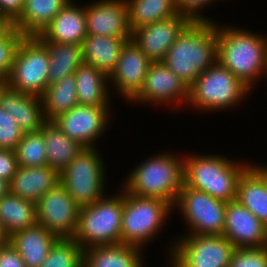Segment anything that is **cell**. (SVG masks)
I'll use <instances>...</instances> for the list:
<instances>
[{
  "instance_id": "cell-1",
  "label": "cell",
  "mask_w": 267,
  "mask_h": 267,
  "mask_svg": "<svg viewBox=\"0 0 267 267\" xmlns=\"http://www.w3.org/2000/svg\"><path fill=\"white\" fill-rule=\"evenodd\" d=\"M220 23L217 62L254 91L257 82L262 79L267 82V33L254 32L232 23Z\"/></svg>"
},
{
  "instance_id": "cell-2",
  "label": "cell",
  "mask_w": 267,
  "mask_h": 267,
  "mask_svg": "<svg viewBox=\"0 0 267 267\" xmlns=\"http://www.w3.org/2000/svg\"><path fill=\"white\" fill-rule=\"evenodd\" d=\"M140 161L120 186L132 195L165 200L174 206L184 185V153L166 149Z\"/></svg>"
},
{
  "instance_id": "cell-3",
  "label": "cell",
  "mask_w": 267,
  "mask_h": 267,
  "mask_svg": "<svg viewBox=\"0 0 267 267\" xmlns=\"http://www.w3.org/2000/svg\"><path fill=\"white\" fill-rule=\"evenodd\" d=\"M218 21H192L169 48L163 63L188 87L217 62Z\"/></svg>"
},
{
  "instance_id": "cell-4",
  "label": "cell",
  "mask_w": 267,
  "mask_h": 267,
  "mask_svg": "<svg viewBox=\"0 0 267 267\" xmlns=\"http://www.w3.org/2000/svg\"><path fill=\"white\" fill-rule=\"evenodd\" d=\"M194 152L184 153V185L226 203L236 200L238 180L250 161Z\"/></svg>"
},
{
  "instance_id": "cell-5",
  "label": "cell",
  "mask_w": 267,
  "mask_h": 267,
  "mask_svg": "<svg viewBox=\"0 0 267 267\" xmlns=\"http://www.w3.org/2000/svg\"><path fill=\"white\" fill-rule=\"evenodd\" d=\"M251 94L252 90L248 86L230 70L216 62L202 72L189 87L186 108L202 114L232 111L249 99Z\"/></svg>"
},
{
  "instance_id": "cell-6",
  "label": "cell",
  "mask_w": 267,
  "mask_h": 267,
  "mask_svg": "<svg viewBox=\"0 0 267 267\" xmlns=\"http://www.w3.org/2000/svg\"><path fill=\"white\" fill-rule=\"evenodd\" d=\"M172 215L173 206L165 200L139 197L124 190L121 243L139 247L146 252L159 234H163Z\"/></svg>"
},
{
  "instance_id": "cell-7",
  "label": "cell",
  "mask_w": 267,
  "mask_h": 267,
  "mask_svg": "<svg viewBox=\"0 0 267 267\" xmlns=\"http://www.w3.org/2000/svg\"><path fill=\"white\" fill-rule=\"evenodd\" d=\"M118 189L79 209L78 228L73 239L84 250L121 243L124 189L119 185Z\"/></svg>"
},
{
  "instance_id": "cell-8",
  "label": "cell",
  "mask_w": 267,
  "mask_h": 267,
  "mask_svg": "<svg viewBox=\"0 0 267 267\" xmlns=\"http://www.w3.org/2000/svg\"><path fill=\"white\" fill-rule=\"evenodd\" d=\"M103 154L99 147H84L59 173L60 183L80 208L93 204L110 190Z\"/></svg>"
},
{
  "instance_id": "cell-9",
  "label": "cell",
  "mask_w": 267,
  "mask_h": 267,
  "mask_svg": "<svg viewBox=\"0 0 267 267\" xmlns=\"http://www.w3.org/2000/svg\"><path fill=\"white\" fill-rule=\"evenodd\" d=\"M172 240L165 249V260L172 267H228L236 249L223 235H181L180 232Z\"/></svg>"
},
{
  "instance_id": "cell-10",
  "label": "cell",
  "mask_w": 267,
  "mask_h": 267,
  "mask_svg": "<svg viewBox=\"0 0 267 267\" xmlns=\"http://www.w3.org/2000/svg\"><path fill=\"white\" fill-rule=\"evenodd\" d=\"M49 57L36 36H24L16 50L6 86L14 91L42 96L49 85Z\"/></svg>"
},
{
  "instance_id": "cell-11",
  "label": "cell",
  "mask_w": 267,
  "mask_h": 267,
  "mask_svg": "<svg viewBox=\"0 0 267 267\" xmlns=\"http://www.w3.org/2000/svg\"><path fill=\"white\" fill-rule=\"evenodd\" d=\"M227 203L204 191L183 185L173 206L182 217L186 230L182 234L222 235Z\"/></svg>"
},
{
  "instance_id": "cell-12",
  "label": "cell",
  "mask_w": 267,
  "mask_h": 267,
  "mask_svg": "<svg viewBox=\"0 0 267 267\" xmlns=\"http://www.w3.org/2000/svg\"><path fill=\"white\" fill-rule=\"evenodd\" d=\"M189 100L188 85L176 76L163 62L149 65L145 82L139 93L129 102L137 106L170 108L182 111ZM169 106V107H168Z\"/></svg>"
},
{
  "instance_id": "cell-13",
  "label": "cell",
  "mask_w": 267,
  "mask_h": 267,
  "mask_svg": "<svg viewBox=\"0 0 267 267\" xmlns=\"http://www.w3.org/2000/svg\"><path fill=\"white\" fill-rule=\"evenodd\" d=\"M112 115V106L76 105L53 121L69 138L83 147H99L98 141L106 135Z\"/></svg>"
},
{
  "instance_id": "cell-14",
  "label": "cell",
  "mask_w": 267,
  "mask_h": 267,
  "mask_svg": "<svg viewBox=\"0 0 267 267\" xmlns=\"http://www.w3.org/2000/svg\"><path fill=\"white\" fill-rule=\"evenodd\" d=\"M37 224L58 238H73L78 228L80 207L59 182L36 203Z\"/></svg>"
},
{
  "instance_id": "cell-15",
  "label": "cell",
  "mask_w": 267,
  "mask_h": 267,
  "mask_svg": "<svg viewBox=\"0 0 267 267\" xmlns=\"http://www.w3.org/2000/svg\"><path fill=\"white\" fill-rule=\"evenodd\" d=\"M152 61L133 40L122 47L116 67L109 75L111 93L117 98L130 102L144 85L149 65Z\"/></svg>"
},
{
  "instance_id": "cell-16",
  "label": "cell",
  "mask_w": 267,
  "mask_h": 267,
  "mask_svg": "<svg viewBox=\"0 0 267 267\" xmlns=\"http://www.w3.org/2000/svg\"><path fill=\"white\" fill-rule=\"evenodd\" d=\"M192 22L183 14L156 21L132 32V40L152 62H162L178 36Z\"/></svg>"
},
{
  "instance_id": "cell-17",
  "label": "cell",
  "mask_w": 267,
  "mask_h": 267,
  "mask_svg": "<svg viewBox=\"0 0 267 267\" xmlns=\"http://www.w3.org/2000/svg\"><path fill=\"white\" fill-rule=\"evenodd\" d=\"M87 34L132 40L125 0H92L85 3Z\"/></svg>"
},
{
  "instance_id": "cell-18",
  "label": "cell",
  "mask_w": 267,
  "mask_h": 267,
  "mask_svg": "<svg viewBox=\"0 0 267 267\" xmlns=\"http://www.w3.org/2000/svg\"><path fill=\"white\" fill-rule=\"evenodd\" d=\"M222 235L236 248L267 246V227L237 200L226 205Z\"/></svg>"
},
{
  "instance_id": "cell-19",
  "label": "cell",
  "mask_w": 267,
  "mask_h": 267,
  "mask_svg": "<svg viewBox=\"0 0 267 267\" xmlns=\"http://www.w3.org/2000/svg\"><path fill=\"white\" fill-rule=\"evenodd\" d=\"M76 1L68 2L39 34L45 42L82 45L87 36L85 2Z\"/></svg>"
},
{
  "instance_id": "cell-20",
  "label": "cell",
  "mask_w": 267,
  "mask_h": 267,
  "mask_svg": "<svg viewBox=\"0 0 267 267\" xmlns=\"http://www.w3.org/2000/svg\"><path fill=\"white\" fill-rule=\"evenodd\" d=\"M0 107L11 114L24 133L40 131L46 122L40 96L17 92L6 86L0 93Z\"/></svg>"
},
{
  "instance_id": "cell-21",
  "label": "cell",
  "mask_w": 267,
  "mask_h": 267,
  "mask_svg": "<svg viewBox=\"0 0 267 267\" xmlns=\"http://www.w3.org/2000/svg\"><path fill=\"white\" fill-rule=\"evenodd\" d=\"M59 173L51 166H19L9 182V193L36 203L47 191L59 183Z\"/></svg>"
},
{
  "instance_id": "cell-22",
  "label": "cell",
  "mask_w": 267,
  "mask_h": 267,
  "mask_svg": "<svg viewBox=\"0 0 267 267\" xmlns=\"http://www.w3.org/2000/svg\"><path fill=\"white\" fill-rule=\"evenodd\" d=\"M58 237L39 224L17 231L8 242L19 253L27 267H41Z\"/></svg>"
},
{
  "instance_id": "cell-23",
  "label": "cell",
  "mask_w": 267,
  "mask_h": 267,
  "mask_svg": "<svg viewBox=\"0 0 267 267\" xmlns=\"http://www.w3.org/2000/svg\"><path fill=\"white\" fill-rule=\"evenodd\" d=\"M144 251L123 243L92 246L84 250L83 267H143Z\"/></svg>"
},
{
  "instance_id": "cell-24",
  "label": "cell",
  "mask_w": 267,
  "mask_h": 267,
  "mask_svg": "<svg viewBox=\"0 0 267 267\" xmlns=\"http://www.w3.org/2000/svg\"><path fill=\"white\" fill-rule=\"evenodd\" d=\"M78 105L111 106L109 76L88 64H81L74 72Z\"/></svg>"
},
{
  "instance_id": "cell-25",
  "label": "cell",
  "mask_w": 267,
  "mask_h": 267,
  "mask_svg": "<svg viewBox=\"0 0 267 267\" xmlns=\"http://www.w3.org/2000/svg\"><path fill=\"white\" fill-rule=\"evenodd\" d=\"M127 41L129 40L113 36L87 34L81 45L84 63L109 76L115 69L122 47Z\"/></svg>"
},
{
  "instance_id": "cell-26",
  "label": "cell",
  "mask_w": 267,
  "mask_h": 267,
  "mask_svg": "<svg viewBox=\"0 0 267 267\" xmlns=\"http://www.w3.org/2000/svg\"><path fill=\"white\" fill-rule=\"evenodd\" d=\"M71 0H25L13 26L24 36L39 35Z\"/></svg>"
},
{
  "instance_id": "cell-27",
  "label": "cell",
  "mask_w": 267,
  "mask_h": 267,
  "mask_svg": "<svg viewBox=\"0 0 267 267\" xmlns=\"http://www.w3.org/2000/svg\"><path fill=\"white\" fill-rule=\"evenodd\" d=\"M40 131L46 146L47 165L60 173L84 148L69 138L54 121H46Z\"/></svg>"
},
{
  "instance_id": "cell-28",
  "label": "cell",
  "mask_w": 267,
  "mask_h": 267,
  "mask_svg": "<svg viewBox=\"0 0 267 267\" xmlns=\"http://www.w3.org/2000/svg\"><path fill=\"white\" fill-rule=\"evenodd\" d=\"M0 223L10 237L37 224L36 204L11 193L0 199Z\"/></svg>"
},
{
  "instance_id": "cell-29",
  "label": "cell",
  "mask_w": 267,
  "mask_h": 267,
  "mask_svg": "<svg viewBox=\"0 0 267 267\" xmlns=\"http://www.w3.org/2000/svg\"><path fill=\"white\" fill-rule=\"evenodd\" d=\"M36 37L46 46L49 57V85L72 75L84 63L82 46L70 43L45 42L39 35Z\"/></svg>"
},
{
  "instance_id": "cell-30",
  "label": "cell",
  "mask_w": 267,
  "mask_h": 267,
  "mask_svg": "<svg viewBox=\"0 0 267 267\" xmlns=\"http://www.w3.org/2000/svg\"><path fill=\"white\" fill-rule=\"evenodd\" d=\"M41 99L46 121H53L62 113L78 105L74 74L48 85Z\"/></svg>"
},
{
  "instance_id": "cell-31",
  "label": "cell",
  "mask_w": 267,
  "mask_h": 267,
  "mask_svg": "<svg viewBox=\"0 0 267 267\" xmlns=\"http://www.w3.org/2000/svg\"><path fill=\"white\" fill-rule=\"evenodd\" d=\"M236 200L267 227V190L261 178L249 166L238 180Z\"/></svg>"
},
{
  "instance_id": "cell-32",
  "label": "cell",
  "mask_w": 267,
  "mask_h": 267,
  "mask_svg": "<svg viewBox=\"0 0 267 267\" xmlns=\"http://www.w3.org/2000/svg\"><path fill=\"white\" fill-rule=\"evenodd\" d=\"M131 31L179 14L175 0H125Z\"/></svg>"
},
{
  "instance_id": "cell-33",
  "label": "cell",
  "mask_w": 267,
  "mask_h": 267,
  "mask_svg": "<svg viewBox=\"0 0 267 267\" xmlns=\"http://www.w3.org/2000/svg\"><path fill=\"white\" fill-rule=\"evenodd\" d=\"M14 151L19 166L42 167L47 165L45 140L41 131L24 133Z\"/></svg>"
},
{
  "instance_id": "cell-34",
  "label": "cell",
  "mask_w": 267,
  "mask_h": 267,
  "mask_svg": "<svg viewBox=\"0 0 267 267\" xmlns=\"http://www.w3.org/2000/svg\"><path fill=\"white\" fill-rule=\"evenodd\" d=\"M83 253L73 238H58L41 267H83Z\"/></svg>"
},
{
  "instance_id": "cell-35",
  "label": "cell",
  "mask_w": 267,
  "mask_h": 267,
  "mask_svg": "<svg viewBox=\"0 0 267 267\" xmlns=\"http://www.w3.org/2000/svg\"><path fill=\"white\" fill-rule=\"evenodd\" d=\"M24 37L14 26L0 38V77L6 79L11 72L15 53Z\"/></svg>"
},
{
  "instance_id": "cell-36",
  "label": "cell",
  "mask_w": 267,
  "mask_h": 267,
  "mask_svg": "<svg viewBox=\"0 0 267 267\" xmlns=\"http://www.w3.org/2000/svg\"><path fill=\"white\" fill-rule=\"evenodd\" d=\"M228 267H267V246L236 248Z\"/></svg>"
},
{
  "instance_id": "cell-37",
  "label": "cell",
  "mask_w": 267,
  "mask_h": 267,
  "mask_svg": "<svg viewBox=\"0 0 267 267\" xmlns=\"http://www.w3.org/2000/svg\"><path fill=\"white\" fill-rule=\"evenodd\" d=\"M23 135L16 120L0 107V148L15 150Z\"/></svg>"
},
{
  "instance_id": "cell-38",
  "label": "cell",
  "mask_w": 267,
  "mask_h": 267,
  "mask_svg": "<svg viewBox=\"0 0 267 267\" xmlns=\"http://www.w3.org/2000/svg\"><path fill=\"white\" fill-rule=\"evenodd\" d=\"M214 0H175V5L180 14L188 16L192 21H215L203 11L213 7ZM210 7V8H209Z\"/></svg>"
},
{
  "instance_id": "cell-39",
  "label": "cell",
  "mask_w": 267,
  "mask_h": 267,
  "mask_svg": "<svg viewBox=\"0 0 267 267\" xmlns=\"http://www.w3.org/2000/svg\"><path fill=\"white\" fill-rule=\"evenodd\" d=\"M18 167L15 151L0 148V178L9 183Z\"/></svg>"
},
{
  "instance_id": "cell-40",
  "label": "cell",
  "mask_w": 267,
  "mask_h": 267,
  "mask_svg": "<svg viewBox=\"0 0 267 267\" xmlns=\"http://www.w3.org/2000/svg\"><path fill=\"white\" fill-rule=\"evenodd\" d=\"M0 267H27L19 253L8 242L0 248Z\"/></svg>"
},
{
  "instance_id": "cell-41",
  "label": "cell",
  "mask_w": 267,
  "mask_h": 267,
  "mask_svg": "<svg viewBox=\"0 0 267 267\" xmlns=\"http://www.w3.org/2000/svg\"><path fill=\"white\" fill-rule=\"evenodd\" d=\"M24 3L25 0H0V13L13 22L22 12Z\"/></svg>"
},
{
  "instance_id": "cell-42",
  "label": "cell",
  "mask_w": 267,
  "mask_h": 267,
  "mask_svg": "<svg viewBox=\"0 0 267 267\" xmlns=\"http://www.w3.org/2000/svg\"><path fill=\"white\" fill-rule=\"evenodd\" d=\"M249 167L261 178L267 190V165L252 162L250 159Z\"/></svg>"
},
{
  "instance_id": "cell-43",
  "label": "cell",
  "mask_w": 267,
  "mask_h": 267,
  "mask_svg": "<svg viewBox=\"0 0 267 267\" xmlns=\"http://www.w3.org/2000/svg\"><path fill=\"white\" fill-rule=\"evenodd\" d=\"M13 27V22L3 14H0V38Z\"/></svg>"
},
{
  "instance_id": "cell-44",
  "label": "cell",
  "mask_w": 267,
  "mask_h": 267,
  "mask_svg": "<svg viewBox=\"0 0 267 267\" xmlns=\"http://www.w3.org/2000/svg\"><path fill=\"white\" fill-rule=\"evenodd\" d=\"M9 193V183L0 178V199Z\"/></svg>"
},
{
  "instance_id": "cell-45",
  "label": "cell",
  "mask_w": 267,
  "mask_h": 267,
  "mask_svg": "<svg viewBox=\"0 0 267 267\" xmlns=\"http://www.w3.org/2000/svg\"><path fill=\"white\" fill-rule=\"evenodd\" d=\"M9 237L4 232L2 225L0 223V245H6L8 243Z\"/></svg>"
},
{
  "instance_id": "cell-46",
  "label": "cell",
  "mask_w": 267,
  "mask_h": 267,
  "mask_svg": "<svg viewBox=\"0 0 267 267\" xmlns=\"http://www.w3.org/2000/svg\"><path fill=\"white\" fill-rule=\"evenodd\" d=\"M6 87V80H0V93Z\"/></svg>"
},
{
  "instance_id": "cell-47",
  "label": "cell",
  "mask_w": 267,
  "mask_h": 267,
  "mask_svg": "<svg viewBox=\"0 0 267 267\" xmlns=\"http://www.w3.org/2000/svg\"><path fill=\"white\" fill-rule=\"evenodd\" d=\"M166 264H163L165 265V267H172L168 262H165Z\"/></svg>"
}]
</instances>
